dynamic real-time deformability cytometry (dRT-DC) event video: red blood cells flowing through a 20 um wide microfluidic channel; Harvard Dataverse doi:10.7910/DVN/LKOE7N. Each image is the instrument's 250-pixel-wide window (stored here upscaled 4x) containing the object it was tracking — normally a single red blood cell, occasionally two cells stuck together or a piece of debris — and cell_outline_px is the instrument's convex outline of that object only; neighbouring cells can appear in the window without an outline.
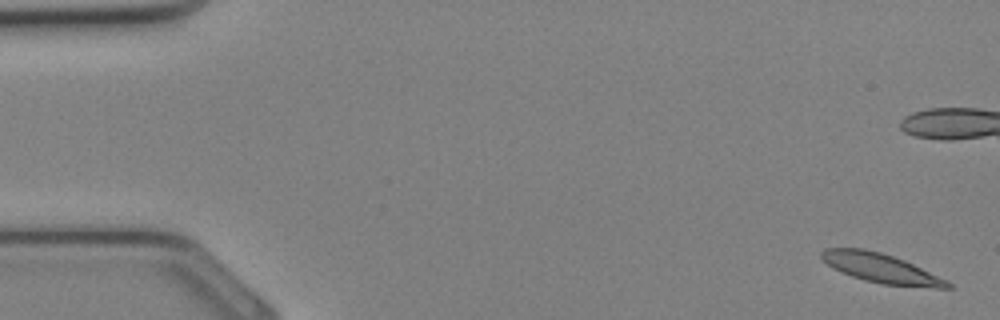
{"species": "Egyptian fruit bat (a non-hibernating species)", "species_latin": "Rousettus aegyptiacus", "temperature_condition": "cold", "stored_images_in_passage": 35, "camera_frame_rate_fps": 3000, "um_per_image_px": 0.085, "animal": {"sex": "female"}, "frame": {"image": 1, "passage_image": 1, "time_ms": 0.0, "image_size_px": [1000, 320], "cell_outline_px": [[952, 288], [936, 288], [880, 284], [864, 280], [852, 276], [828, 264], [820, 256], [820, 252], [824, 248], [864, 248], [880, 252], [904, 260], [948, 280], [952, 284]], "centroid_in_image_um": [74.92, 22.8], "position_along_channel_um": 10.1, "area_um2": 21.39}}